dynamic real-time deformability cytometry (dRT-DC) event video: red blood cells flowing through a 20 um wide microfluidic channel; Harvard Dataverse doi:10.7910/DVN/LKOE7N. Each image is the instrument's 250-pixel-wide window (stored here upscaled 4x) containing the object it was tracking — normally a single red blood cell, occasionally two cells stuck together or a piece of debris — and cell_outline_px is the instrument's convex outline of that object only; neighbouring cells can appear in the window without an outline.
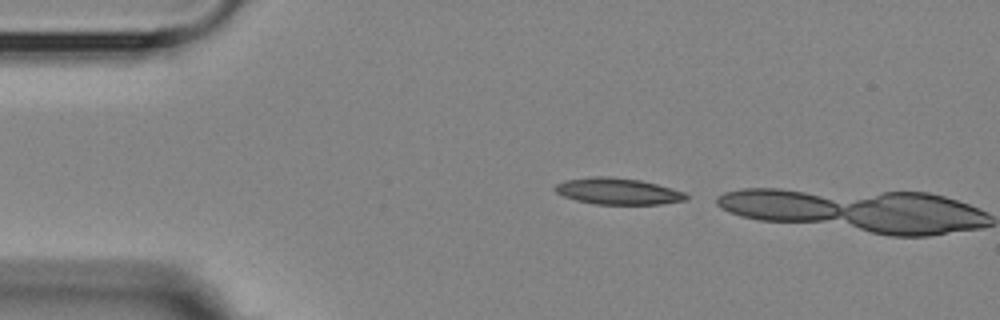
{"species": "Egyptian fruit bat (a non-hibernating species)", "species_latin": "Rousettus aegyptiacus", "temperature_condition": "room temperature", "stored_images_in_passage": 2, "camera_frame_rate_fps": 3000, "um_per_image_px": 0.085, "animal": {"sex": "female"}, "frame": {"image": 1, "passage_image": 1, "time_ms": 0.0, "image_size_px": [1000, 320], "cell_outline_px": [[688, 200], [660, 204], [596, 204], [576, 200], [564, 196], [556, 192], [552, 188], [556, 184], [564, 180], [592, 176], [608, 176], [640, 180], [672, 188], [684, 192], [688, 196]], "centroid_in_image_um": [52.5, 16.25], "position_along_channel_um": 32.5, "area_um2": 20.23}}